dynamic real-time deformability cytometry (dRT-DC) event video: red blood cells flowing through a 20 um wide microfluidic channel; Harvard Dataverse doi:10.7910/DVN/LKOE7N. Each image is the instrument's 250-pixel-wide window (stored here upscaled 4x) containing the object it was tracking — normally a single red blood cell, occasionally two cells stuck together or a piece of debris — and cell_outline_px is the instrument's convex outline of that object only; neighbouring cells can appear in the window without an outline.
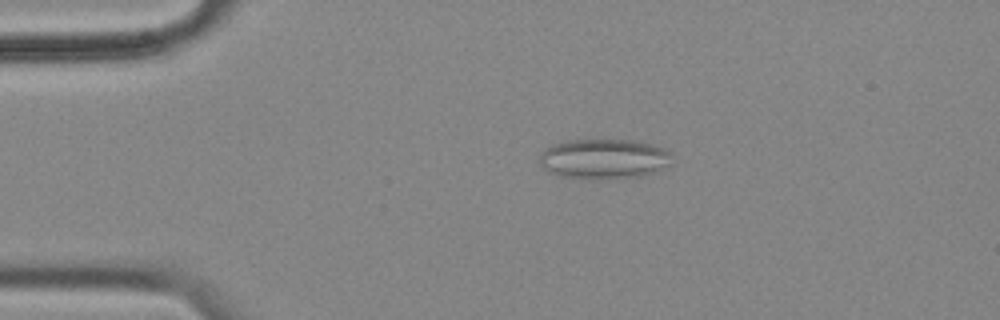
{"species": "common noctule bat (a hibernating species)", "species_latin": "Nyctalus noctula", "temperature_condition": "cold", "stored_images_in_passage": 7, "camera_frame_rate_fps": 3000, "um_per_image_px": 0.085, "animal": {"sex": "female", "body_mass_g": 18.4}, "frame": {"image": 1, "passage_image": 3, "time_ms": 0.667, "image_size_px": [1000, 320], "cell_outline_px": [[672, 152], [668, 164], [660, 168], [640, 176], [560, 176], [548, 172], [540, 164], [540, 152], [544, 148], [552, 144], [568, 140], [632, 140], [652, 144], [664, 148]], "centroid_in_image_um": [51.28, 13.44], "position_along_channel_um": 33.7, "area_um2": 29.77}}
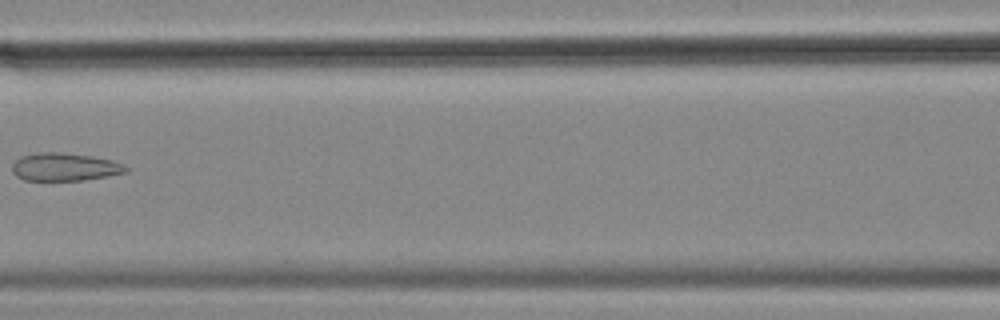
{"frame": {"image": 2, "passage_image": 7, "time_ms": 2.0, "image_size_px": [1000, 320], "cell_outline_px": [[132, 168], [128, 172], [84, 180], [24, 180], [16, 176], [12, 172], [12, 164], [20, 156], [36, 152], [60, 152], [92, 156], [112, 160], [124, 164]], "centroid_in_image_um": [5.52, 14.18], "position_along_channel_um": 161.1, "area_um2": 18.73}}